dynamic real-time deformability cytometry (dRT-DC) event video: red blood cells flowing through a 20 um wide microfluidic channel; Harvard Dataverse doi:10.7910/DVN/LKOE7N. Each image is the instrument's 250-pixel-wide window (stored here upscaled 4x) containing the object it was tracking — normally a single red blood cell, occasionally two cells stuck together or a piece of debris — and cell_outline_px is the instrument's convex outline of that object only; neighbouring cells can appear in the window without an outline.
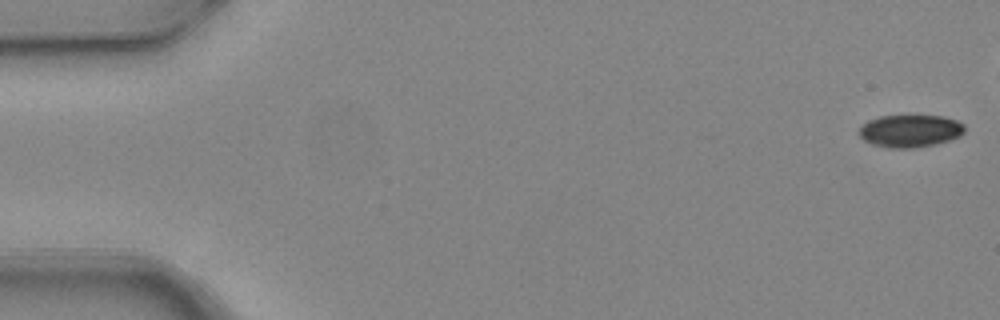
{"species": "common noctule bat (a hibernating species)", "species_latin": "Nyctalus noctula", "temperature_condition": "warm", "stored_images_in_passage": 5, "camera_frame_rate_fps": 3000, "um_per_image_px": 0.085, "animal": {"sex": "female", "body_mass_g": 24.6, "forearm_length_mm": 56.2}, "frame": {"image": 1, "passage_image": 1, "time_ms": 0.0, "image_size_px": [1000, 320], "cell_outline_px": [[964, 132], [960, 136], [936, 144], [912, 148], [888, 148], [872, 144], [864, 140], [860, 136], [860, 128], [868, 120], [880, 116], [944, 116], [956, 120], [964, 124]], "centroid_in_image_um": [77.37, 11.13], "position_along_channel_um": 7.6, "area_um2": 19.88}}
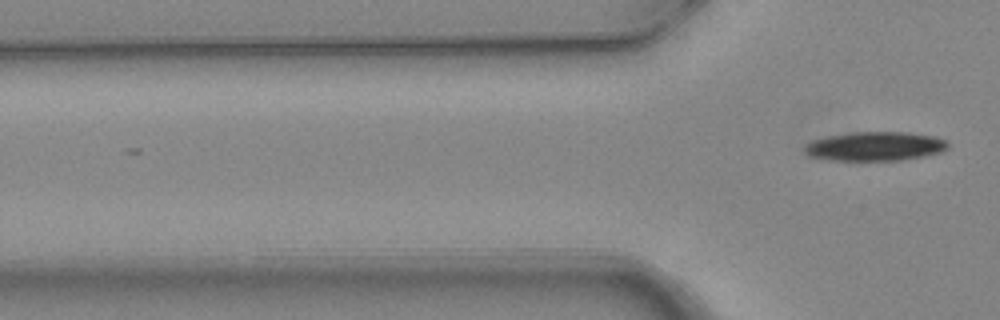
{"frame": {"image": 2, "passage_image": 5, "time_ms": 1.333, "image_size_px": [1000, 320], "cell_outline_px": [[948, 148], [940, 152], [924, 156], [904, 160], [832, 160], [808, 156], [804, 152], [804, 144], [812, 140], [828, 136], [852, 132], [908, 132], [936, 136], [944, 140], [948, 144]], "centroid_in_image_um": [74.36, 12.43], "position_along_channel_um": 51.4, "area_um2": 24.39}}